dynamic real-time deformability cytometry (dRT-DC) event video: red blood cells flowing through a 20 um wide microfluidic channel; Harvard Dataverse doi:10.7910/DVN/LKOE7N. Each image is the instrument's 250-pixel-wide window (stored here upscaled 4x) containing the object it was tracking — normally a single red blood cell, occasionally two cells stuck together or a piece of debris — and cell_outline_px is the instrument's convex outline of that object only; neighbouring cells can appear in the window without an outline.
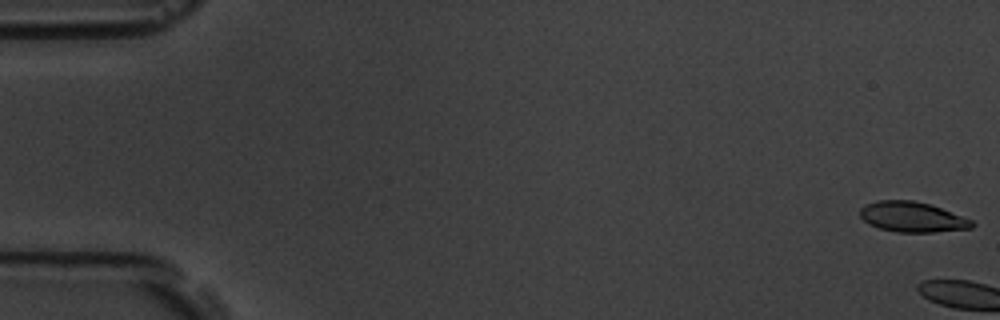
{"species": "common noctule bat (a hibernating species)", "species_latin": "Nyctalus noctula", "temperature_condition": "room temperature", "stored_images_in_passage": 6, "camera_frame_rate_fps": 3000, "um_per_image_px": 0.085, "animal": {"sex": "male", "body_mass_g": 19.5, "forearm_length_mm": 54.6}, "frame": {"image": 1, "passage_image": 1, "time_ms": 0.0, "image_size_px": [1000, 320], "cell_outline_px": [[976, 224], [972, 228], [932, 232], [896, 232], [880, 228], [868, 224], [860, 216], [860, 208], [864, 204], [876, 200], [912, 200], [928, 204], [940, 208], [972, 220]], "centroid_in_image_um": [77.5, 18.44], "position_along_channel_um": 7.5, "area_um2": 19.65}}
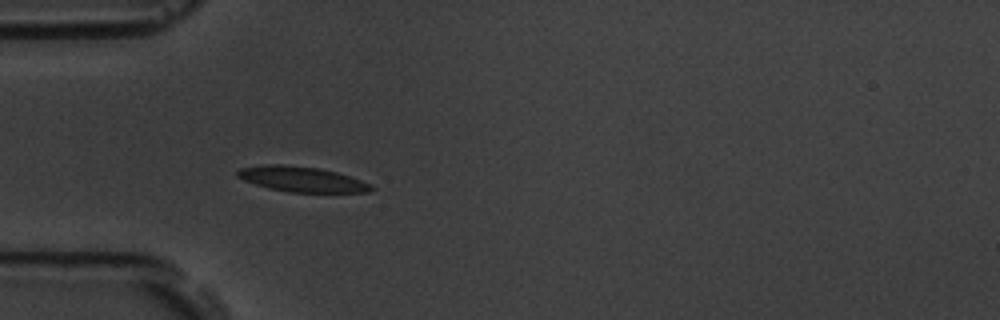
{"frame": {"image": 2, "passage_image": 6, "time_ms": 6.667, "image_size_px": [1000, 320], "cell_outline_px": [[376, 188], [368, 192], [288, 192], [268, 188], [244, 180], [236, 176], [236, 172], [240, 168], [268, 164], [284, 164], [320, 168], [336, 172], [372, 184]], "centroid_in_image_um": [25.65, 15.23], "position_along_channel_um": 59.3, "area_um2": 19.65}}